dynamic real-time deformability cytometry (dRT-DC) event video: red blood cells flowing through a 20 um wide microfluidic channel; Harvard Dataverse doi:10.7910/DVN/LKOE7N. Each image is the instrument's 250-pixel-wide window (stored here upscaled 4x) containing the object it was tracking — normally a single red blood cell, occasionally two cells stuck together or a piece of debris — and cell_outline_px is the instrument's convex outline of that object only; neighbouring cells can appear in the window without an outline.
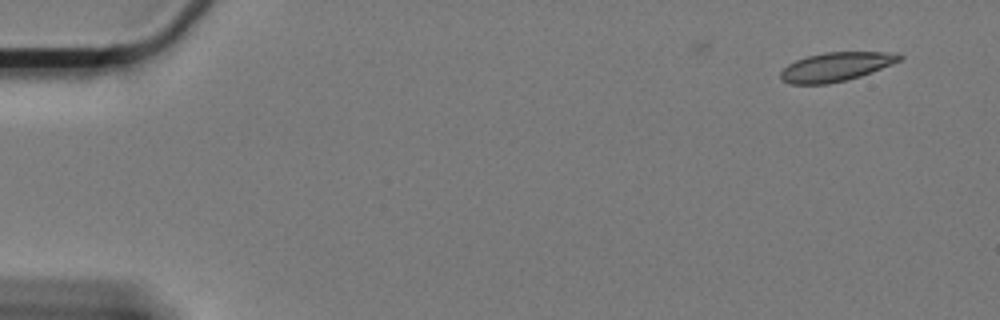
{"species": "Egyptian fruit bat (a non-hibernating species)", "species_latin": "Rousettus aegyptiacus", "temperature_condition": "cold", "stored_images_in_passage": 16, "camera_frame_rate_fps": 3000, "um_per_image_px": 0.085, "animal": {"sex": "female"}, "frame": {"image": 1, "passage_image": 1, "time_ms": 0.0, "image_size_px": [1000, 320], "cell_outline_px": [[904, 56], [900, 60], [872, 72], [860, 76], [828, 84], [792, 84], [784, 80], [780, 76], [780, 72], [788, 64], [796, 60], [808, 56], [824, 52], [896, 52]], "centroid_in_image_um": [71.06, 5.66], "position_along_channel_um": 13.9, "area_um2": 19.83}}
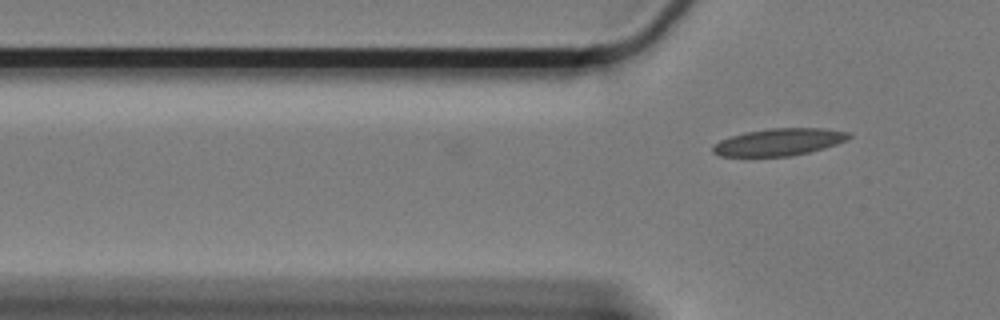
{"frame": {"image": 2, "passage_image": 16, "time_ms": 5.0, "image_size_px": [1000, 320], "cell_outline_px": [[852, 136], [836, 144], [824, 148], [808, 152], [788, 156], [720, 156], [712, 152], [712, 144], [720, 140], [744, 132], [768, 128], [824, 128], [848, 132]], "centroid_in_image_um": [66.17, 12.06], "position_along_channel_um": 59.6, "area_um2": 21.44}}